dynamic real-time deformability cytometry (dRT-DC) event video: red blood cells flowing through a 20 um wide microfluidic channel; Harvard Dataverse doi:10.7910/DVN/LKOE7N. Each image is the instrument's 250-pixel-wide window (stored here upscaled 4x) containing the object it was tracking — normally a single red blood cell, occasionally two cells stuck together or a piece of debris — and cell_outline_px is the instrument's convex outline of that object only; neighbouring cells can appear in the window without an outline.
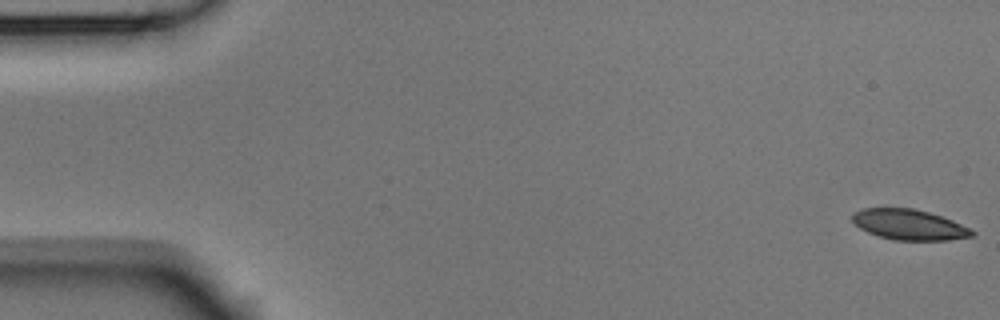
{"species": "Egyptian fruit bat (a non-hibernating species)", "species_latin": "Rousettus aegyptiacus", "temperature_condition": "room temperature", "stored_images_in_passage": 54, "camera_frame_rate_fps": 3000, "um_per_image_px": 0.085, "animal": {"sex": "male"}, "frame": {"image": 1, "passage_image": 1, "time_ms": 0.0, "image_size_px": [1000, 320], "cell_outline_px": [[976, 232], [972, 236], [948, 240], [896, 240], [876, 236], [860, 228], [852, 220], [852, 212], [860, 208], [912, 208], [928, 212], [952, 220]], "centroid_in_image_um": [77.23, 19.09], "position_along_channel_um": 7.8, "area_um2": 21.15}}
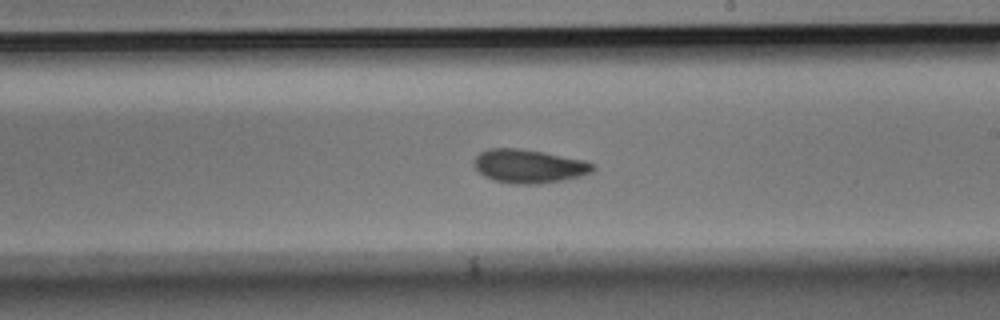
{"frame": {"image": 2, "passage_image": 31, "time_ms": 10.0, "image_size_px": [1000, 320], "cell_outline_px": [[596, 168], [592, 172], [580, 176], [564, 180], [540, 184], [512, 184], [492, 180], [484, 176], [472, 164], [472, 160], [480, 152], [488, 148], [520, 148], [544, 152], [584, 160], [596, 164]], "centroid_in_image_um": [44.95, 14.13], "position_along_channel_um": 244.0, "area_um2": 23.64}}
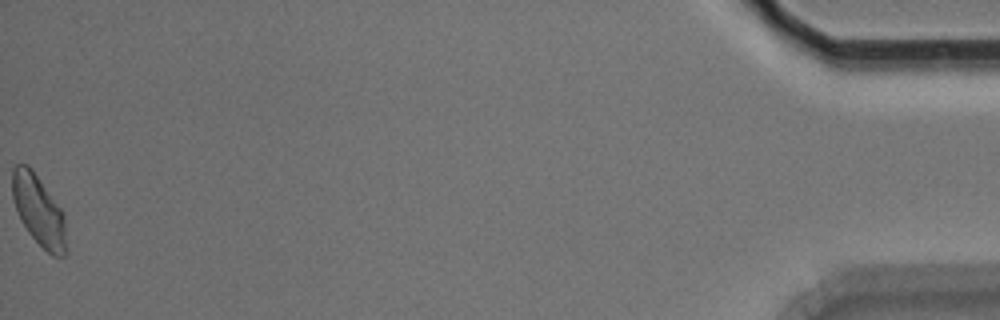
{"frame": {"image": 3, "passage_image": 54, "time_ms": 17.667, "image_size_px": [1000, 320], "cell_outline_px": [[64, 256], [52, 256], [28, 232], [20, 220], [12, 196], [12, 168], [16, 164], [28, 164], [32, 168], [60, 208], [64, 216]], "centroid_in_image_um": [3.24, 17.83], "position_along_channel_um": 432.0, "area_um2": 21.62}, "authors_computed_cell_mechanics": {"area_um2": 22.253, "velocity_mm_per_s": 3.7482, "shape_relaxation_time_tau1_ms": 5.2831, "shape_relaxation_time_tau2_ms": 2.7718, "deformation_change_tau1": 0.1296, "deformation_change_tau2": 0.062}}